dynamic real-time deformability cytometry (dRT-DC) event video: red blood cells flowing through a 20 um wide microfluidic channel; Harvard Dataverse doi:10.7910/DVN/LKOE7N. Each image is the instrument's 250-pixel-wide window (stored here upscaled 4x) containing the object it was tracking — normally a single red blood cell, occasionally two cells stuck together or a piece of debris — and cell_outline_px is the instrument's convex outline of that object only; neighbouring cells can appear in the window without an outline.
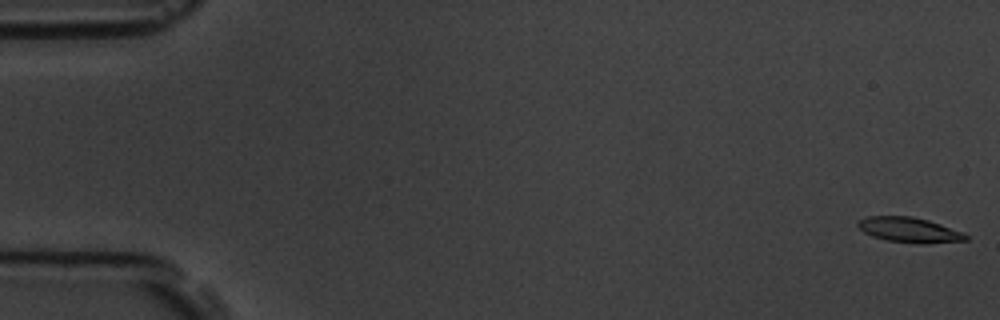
{"species": "common noctule bat (a hibernating species)", "species_latin": "Nyctalus noctula", "temperature_condition": "room temperature", "stored_images_in_passage": 5, "camera_frame_rate_fps": 3000, "um_per_image_px": 0.085, "animal": {"sex": "male", "body_mass_g": 19.5, "forearm_length_mm": 54.6}, "frame": {"image": 1, "passage_image": 1, "time_ms": 0.0, "image_size_px": [1000, 320], "cell_outline_px": [[968, 240], [920, 244], [888, 240], [872, 236], [864, 232], [856, 224], [860, 220], [868, 216], [912, 216], [928, 220], [964, 232], [968, 236]], "centroid_in_image_um": [77.31, 19.54], "position_along_channel_um": 7.7, "area_um2": 15.66}}